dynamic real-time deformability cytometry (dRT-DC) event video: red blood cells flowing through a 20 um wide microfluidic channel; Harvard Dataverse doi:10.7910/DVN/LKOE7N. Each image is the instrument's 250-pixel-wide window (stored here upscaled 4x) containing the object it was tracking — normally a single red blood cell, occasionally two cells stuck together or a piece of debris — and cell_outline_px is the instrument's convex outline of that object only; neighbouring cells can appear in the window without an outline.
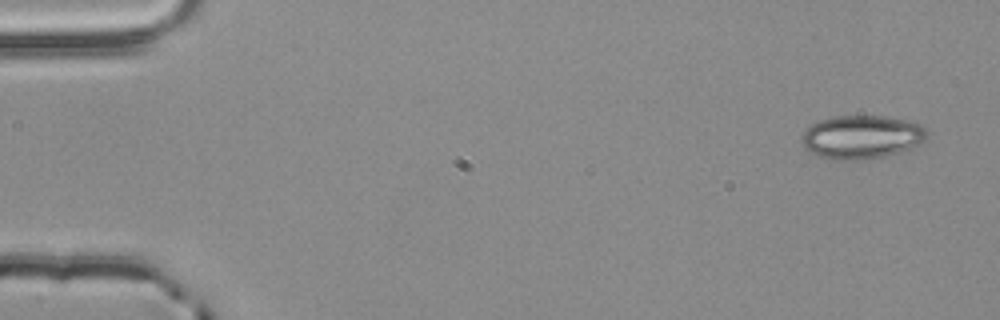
{"species": "common noctule bat (a hibernating species)", "species_latin": "Nyctalus noctula", "temperature_condition": "room temperature", "stored_images_in_passage": 4, "camera_frame_rate_fps": 3000, "um_per_image_px": 0.085, "animal": {"sex": "male", "body_mass_g": 20.4}, "frame": {"image": 1, "passage_image": 1, "time_ms": 0.0, "image_size_px": [1000, 320], "cell_outline_px": [[928, 132], [924, 140], [920, 144], [904, 152], [872, 160], [832, 160], [816, 156], [808, 152], [804, 148], [800, 140], [800, 136], [804, 128], [816, 120], [832, 116], [884, 116], [908, 120], [920, 124]], "centroid_in_image_um": [73.19, 11.67], "position_along_channel_um": 11.8, "area_um2": 32.89}}